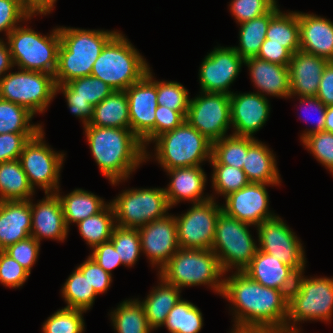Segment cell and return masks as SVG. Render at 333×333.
Masks as SVG:
<instances>
[{
	"label": "cell",
	"mask_w": 333,
	"mask_h": 333,
	"mask_svg": "<svg viewBox=\"0 0 333 333\" xmlns=\"http://www.w3.org/2000/svg\"><path fill=\"white\" fill-rule=\"evenodd\" d=\"M11 67H14L11 58L10 49L4 42L0 39V79L6 74L5 72ZM2 75V76H1Z\"/></svg>",
	"instance_id": "60"
},
{
	"label": "cell",
	"mask_w": 333,
	"mask_h": 333,
	"mask_svg": "<svg viewBox=\"0 0 333 333\" xmlns=\"http://www.w3.org/2000/svg\"><path fill=\"white\" fill-rule=\"evenodd\" d=\"M37 133L0 134V163L17 160L25 144Z\"/></svg>",
	"instance_id": "50"
},
{
	"label": "cell",
	"mask_w": 333,
	"mask_h": 333,
	"mask_svg": "<svg viewBox=\"0 0 333 333\" xmlns=\"http://www.w3.org/2000/svg\"><path fill=\"white\" fill-rule=\"evenodd\" d=\"M77 269L88 279L97 294L104 293L110 287L112 274L100 267L92 257L88 256Z\"/></svg>",
	"instance_id": "52"
},
{
	"label": "cell",
	"mask_w": 333,
	"mask_h": 333,
	"mask_svg": "<svg viewBox=\"0 0 333 333\" xmlns=\"http://www.w3.org/2000/svg\"><path fill=\"white\" fill-rule=\"evenodd\" d=\"M279 11L277 5L268 13L240 23V47H233L245 61L257 57L261 45L266 40V32L271 18Z\"/></svg>",
	"instance_id": "33"
},
{
	"label": "cell",
	"mask_w": 333,
	"mask_h": 333,
	"mask_svg": "<svg viewBox=\"0 0 333 333\" xmlns=\"http://www.w3.org/2000/svg\"><path fill=\"white\" fill-rule=\"evenodd\" d=\"M33 193L19 159L0 163V201L30 200Z\"/></svg>",
	"instance_id": "31"
},
{
	"label": "cell",
	"mask_w": 333,
	"mask_h": 333,
	"mask_svg": "<svg viewBox=\"0 0 333 333\" xmlns=\"http://www.w3.org/2000/svg\"><path fill=\"white\" fill-rule=\"evenodd\" d=\"M242 170L250 183L279 185L281 182L274 154L256 139L248 146Z\"/></svg>",
	"instance_id": "28"
},
{
	"label": "cell",
	"mask_w": 333,
	"mask_h": 333,
	"mask_svg": "<svg viewBox=\"0 0 333 333\" xmlns=\"http://www.w3.org/2000/svg\"><path fill=\"white\" fill-rule=\"evenodd\" d=\"M54 75L21 69L0 79V98L42 113L56 95Z\"/></svg>",
	"instance_id": "9"
},
{
	"label": "cell",
	"mask_w": 333,
	"mask_h": 333,
	"mask_svg": "<svg viewBox=\"0 0 333 333\" xmlns=\"http://www.w3.org/2000/svg\"><path fill=\"white\" fill-rule=\"evenodd\" d=\"M222 207L211 198L201 203H194L187 213L175 217L180 248L211 249L216 221Z\"/></svg>",
	"instance_id": "14"
},
{
	"label": "cell",
	"mask_w": 333,
	"mask_h": 333,
	"mask_svg": "<svg viewBox=\"0 0 333 333\" xmlns=\"http://www.w3.org/2000/svg\"><path fill=\"white\" fill-rule=\"evenodd\" d=\"M149 69L140 53L117 32L93 64L91 76L101 79L114 90H126L141 80Z\"/></svg>",
	"instance_id": "4"
},
{
	"label": "cell",
	"mask_w": 333,
	"mask_h": 333,
	"mask_svg": "<svg viewBox=\"0 0 333 333\" xmlns=\"http://www.w3.org/2000/svg\"><path fill=\"white\" fill-rule=\"evenodd\" d=\"M92 249L94 250L93 253L90 254V257H92L98 265L109 274H111L112 269L122 264L121 258L117 254V251L110 240L103 242Z\"/></svg>",
	"instance_id": "54"
},
{
	"label": "cell",
	"mask_w": 333,
	"mask_h": 333,
	"mask_svg": "<svg viewBox=\"0 0 333 333\" xmlns=\"http://www.w3.org/2000/svg\"><path fill=\"white\" fill-rule=\"evenodd\" d=\"M159 270L161 278L179 289L186 286L208 284L222 295L224 280L220 277L225 272L211 249L179 248Z\"/></svg>",
	"instance_id": "5"
},
{
	"label": "cell",
	"mask_w": 333,
	"mask_h": 333,
	"mask_svg": "<svg viewBox=\"0 0 333 333\" xmlns=\"http://www.w3.org/2000/svg\"><path fill=\"white\" fill-rule=\"evenodd\" d=\"M97 295L78 269L72 272L62 288V296L68 304L66 308L86 311L91 308Z\"/></svg>",
	"instance_id": "41"
},
{
	"label": "cell",
	"mask_w": 333,
	"mask_h": 333,
	"mask_svg": "<svg viewBox=\"0 0 333 333\" xmlns=\"http://www.w3.org/2000/svg\"><path fill=\"white\" fill-rule=\"evenodd\" d=\"M114 329L118 333H150L145 311L140 301H123L111 312Z\"/></svg>",
	"instance_id": "37"
},
{
	"label": "cell",
	"mask_w": 333,
	"mask_h": 333,
	"mask_svg": "<svg viewBox=\"0 0 333 333\" xmlns=\"http://www.w3.org/2000/svg\"><path fill=\"white\" fill-rule=\"evenodd\" d=\"M254 85L265 94L290 97L289 67L271 63L258 57L244 61Z\"/></svg>",
	"instance_id": "27"
},
{
	"label": "cell",
	"mask_w": 333,
	"mask_h": 333,
	"mask_svg": "<svg viewBox=\"0 0 333 333\" xmlns=\"http://www.w3.org/2000/svg\"><path fill=\"white\" fill-rule=\"evenodd\" d=\"M276 0H232L230 11L240 24L270 12Z\"/></svg>",
	"instance_id": "47"
},
{
	"label": "cell",
	"mask_w": 333,
	"mask_h": 333,
	"mask_svg": "<svg viewBox=\"0 0 333 333\" xmlns=\"http://www.w3.org/2000/svg\"><path fill=\"white\" fill-rule=\"evenodd\" d=\"M231 333H240V330H239V329H237V328H234V331H233V332H231Z\"/></svg>",
	"instance_id": "63"
},
{
	"label": "cell",
	"mask_w": 333,
	"mask_h": 333,
	"mask_svg": "<svg viewBox=\"0 0 333 333\" xmlns=\"http://www.w3.org/2000/svg\"><path fill=\"white\" fill-rule=\"evenodd\" d=\"M86 311L64 307L48 317L43 324V333H82L84 319L82 313Z\"/></svg>",
	"instance_id": "44"
},
{
	"label": "cell",
	"mask_w": 333,
	"mask_h": 333,
	"mask_svg": "<svg viewBox=\"0 0 333 333\" xmlns=\"http://www.w3.org/2000/svg\"><path fill=\"white\" fill-rule=\"evenodd\" d=\"M70 111L76 116L83 119L84 127L89 125L93 116V106L88 101L81 99H66Z\"/></svg>",
	"instance_id": "58"
},
{
	"label": "cell",
	"mask_w": 333,
	"mask_h": 333,
	"mask_svg": "<svg viewBox=\"0 0 333 333\" xmlns=\"http://www.w3.org/2000/svg\"><path fill=\"white\" fill-rule=\"evenodd\" d=\"M157 103L187 116L190 99L188 90L178 82L157 81Z\"/></svg>",
	"instance_id": "45"
},
{
	"label": "cell",
	"mask_w": 333,
	"mask_h": 333,
	"mask_svg": "<svg viewBox=\"0 0 333 333\" xmlns=\"http://www.w3.org/2000/svg\"><path fill=\"white\" fill-rule=\"evenodd\" d=\"M297 275L295 287L289 294L288 318L294 325L299 321H329L333 313V278L305 279Z\"/></svg>",
	"instance_id": "10"
},
{
	"label": "cell",
	"mask_w": 333,
	"mask_h": 333,
	"mask_svg": "<svg viewBox=\"0 0 333 333\" xmlns=\"http://www.w3.org/2000/svg\"><path fill=\"white\" fill-rule=\"evenodd\" d=\"M185 121L178 111L158 105L155 112V138L164 132L174 130Z\"/></svg>",
	"instance_id": "53"
},
{
	"label": "cell",
	"mask_w": 333,
	"mask_h": 333,
	"mask_svg": "<svg viewBox=\"0 0 333 333\" xmlns=\"http://www.w3.org/2000/svg\"><path fill=\"white\" fill-rule=\"evenodd\" d=\"M110 204L117 226L140 228L166 217L170 207L164 188L131 189L119 194Z\"/></svg>",
	"instance_id": "11"
},
{
	"label": "cell",
	"mask_w": 333,
	"mask_h": 333,
	"mask_svg": "<svg viewBox=\"0 0 333 333\" xmlns=\"http://www.w3.org/2000/svg\"><path fill=\"white\" fill-rule=\"evenodd\" d=\"M110 241L113 243L122 265L132 266L142 251L137 228L115 226Z\"/></svg>",
	"instance_id": "43"
},
{
	"label": "cell",
	"mask_w": 333,
	"mask_h": 333,
	"mask_svg": "<svg viewBox=\"0 0 333 333\" xmlns=\"http://www.w3.org/2000/svg\"><path fill=\"white\" fill-rule=\"evenodd\" d=\"M276 184L249 183L238 191L225 197L226 204L222 211L237 220L249 225H259L276 215L268 212V192L265 186Z\"/></svg>",
	"instance_id": "18"
},
{
	"label": "cell",
	"mask_w": 333,
	"mask_h": 333,
	"mask_svg": "<svg viewBox=\"0 0 333 333\" xmlns=\"http://www.w3.org/2000/svg\"><path fill=\"white\" fill-rule=\"evenodd\" d=\"M142 251L147 254L152 265L162 268L179 250L175 217L154 220L138 228ZM160 264V265H159Z\"/></svg>",
	"instance_id": "19"
},
{
	"label": "cell",
	"mask_w": 333,
	"mask_h": 333,
	"mask_svg": "<svg viewBox=\"0 0 333 333\" xmlns=\"http://www.w3.org/2000/svg\"><path fill=\"white\" fill-rule=\"evenodd\" d=\"M171 175V182L165 188L167 200L172 207L181 200H190L194 203H201L212 198H203V190L206 183V174L201 166H190L166 170ZM203 198V199H202Z\"/></svg>",
	"instance_id": "26"
},
{
	"label": "cell",
	"mask_w": 333,
	"mask_h": 333,
	"mask_svg": "<svg viewBox=\"0 0 333 333\" xmlns=\"http://www.w3.org/2000/svg\"><path fill=\"white\" fill-rule=\"evenodd\" d=\"M303 144L333 174V133L327 131L308 135Z\"/></svg>",
	"instance_id": "46"
},
{
	"label": "cell",
	"mask_w": 333,
	"mask_h": 333,
	"mask_svg": "<svg viewBox=\"0 0 333 333\" xmlns=\"http://www.w3.org/2000/svg\"><path fill=\"white\" fill-rule=\"evenodd\" d=\"M30 200L0 201V250L31 236Z\"/></svg>",
	"instance_id": "24"
},
{
	"label": "cell",
	"mask_w": 333,
	"mask_h": 333,
	"mask_svg": "<svg viewBox=\"0 0 333 333\" xmlns=\"http://www.w3.org/2000/svg\"><path fill=\"white\" fill-rule=\"evenodd\" d=\"M55 194L61 202L67 228H69V223L77 224L99 213L106 206L101 198L82 189H76L62 197L57 192Z\"/></svg>",
	"instance_id": "32"
},
{
	"label": "cell",
	"mask_w": 333,
	"mask_h": 333,
	"mask_svg": "<svg viewBox=\"0 0 333 333\" xmlns=\"http://www.w3.org/2000/svg\"><path fill=\"white\" fill-rule=\"evenodd\" d=\"M56 0H21L25 12L32 17L36 14L50 13Z\"/></svg>",
	"instance_id": "59"
},
{
	"label": "cell",
	"mask_w": 333,
	"mask_h": 333,
	"mask_svg": "<svg viewBox=\"0 0 333 333\" xmlns=\"http://www.w3.org/2000/svg\"><path fill=\"white\" fill-rule=\"evenodd\" d=\"M22 5L21 0H0V32L6 31L8 35L17 27L20 20L30 19Z\"/></svg>",
	"instance_id": "51"
},
{
	"label": "cell",
	"mask_w": 333,
	"mask_h": 333,
	"mask_svg": "<svg viewBox=\"0 0 333 333\" xmlns=\"http://www.w3.org/2000/svg\"><path fill=\"white\" fill-rule=\"evenodd\" d=\"M269 101L264 94L244 93L230 95L231 125L236 136L252 137L266 123L269 113Z\"/></svg>",
	"instance_id": "20"
},
{
	"label": "cell",
	"mask_w": 333,
	"mask_h": 333,
	"mask_svg": "<svg viewBox=\"0 0 333 333\" xmlns=\"http://www.w3.org/2000/svg\"><path fill=\"white\" fill-rule=\"evenodd\" d=\"M268 43L282 44L292 54L300 50V28L298 12L282 13L271 18L266 32Z\"/></svg>",
	"instance_id": "34"
},
{
	"label": "cell",
	"mask_w": 333,
	"mask_h": 333,
	"mask_svg": "<svg viewBox=\"0 0 333 333\" xmlns=\"http://www.w3.org/2000/svg\"><path fill=\"white\" fill-rule=\"evenodd\" d=\"M40 250V243L29 236L15 244L9 245L4 251L23 266L29 273L35 264Z\"/></svg>",
	"instance_id": "49"
},
{
	"label": "cell",
	"mask_w": 333,
	"mask_h": 333,
	"mask_svg": "<svg viewBox=\"0 0 333 333\" xmlns=\"http://www.w3.org/2000/svg\"><path fill=\"white\" fill-rule=\"evenodd\" d=\"M247 223L226 215L223 211L216 221L215 236L211 250L219 259L224 272L234 266L243 271L258 251Z\"/></svg>",
	"instance_id": "8"
},
{
	"label": "cell",
	"mask_w": 333,
	"mask_h": 333,
	"mask_svg": "<svg viewBox=\"0 0 333 333\" xmlns=\"http://www.w3.org/2000/svg\"><path fill=\"white\" fill-rule=\"evenodd\" d=\"M254 137L230 135L212 143V156L222 165L243 168L248 146Z\"/></svg>",
	"instance_id": "38"
},
{
	"label": "cell",
	"mask_w": 333,
	"mask_h": 333,
	"mask_svg": "<svg viewBox=\"0 0 333 333\" xmlns=\"http://www.w3.org/2000/svg\"><path fill=\"white\" fill-rule=\"evenodd\" d=\"M43 129L25 144L19 160L30 185L40 186L46 193L59 192V172L65 154L55 153L43 142ZM53 190V191H52Z\"/></svg>",
	"instance_id": "12"
},
{
	"label": "cell",
	"mask_w": 333,
	"mask_h": 333,
	"mask_svg": "<svg viewBox=\"0 0 333 333\" xmlns=\"http://www.w3.org/2000/svg\"><path fill=\"white\" fill-rule=\"evenodd\" d=\"M159 278L162 282L160 286L153 289L145 301H140L152 330L164 325L167 315L181 299L178 287L166 282L160 276Z\"/></svg>",
	"instance_id": "30"
},
{
	"label": "cell",
	"mask_w": 333,
	"mask_h": 333,
	"mask_svg": "<svg viewBox=\"0 0 333 333\" xmlns=\"http://www.w3.org/2000/svg\"><path fill=\"white\" fill-rule=\"evenodd\" d=\"M240 333H287L286 331L240 330Z\"/></svg>",
	"instance_id": "62"
},
{
	"label": "cell",
	"mask_w": 333,
	"mask_h": 333,
	"mask_svg": "<svg viewBox=\"0 0 333 333\" xmlns=\"http://www.w3.org/2000/svg\"><path fill=\"white\" fill-rule=\"evenodd\" d=\"M156 159L165 170L200 166L212 157V142L186 120L174 130L156 137Z\"/></svg>",
	"instance_id": "6"
},
{
	"label": "cell",
	"mask_w": 333,
	"mask_h": 333,
	"mask_svg": "<svg viewBox=\"0 0 333 333\" xmlns=\"http://www.w3.org/2000/svg\"><path fill=\"white\" fill-rule=\"evenodd\" d=\"M92 155L101 172L115 185L145 161L146 147L130 128L85 126Z\"/></svg>",
	"instance_id": "2"
},
{
	"label": "cell",
	"mask_w": 333,
	"mask_h": 333,
	"mask_svg": "<svg viewBox=\"0 0 333 333\" xmlns=\"http://www.w3.org/2000/svg\"><path fill=\"white\" fill-rule=\"evenodd\" d=\"M87 126L130 128L129 103L125 90H114L95 105Z\"/></svg>",
	"instance_id": "29"
},
{
	"label": "cell",
	"mask_w": 333,
	"mask_h": 333,
	"mask_svg": "<svg viewBox=\"0 0 333 333\" xmlns=\"http://www.w3.org/2000/svg\"><path fill=\"white\" fill-rule=\"evenodd\" d=\"M316 97L326 106L333 105V61L324 68Z\"/></svg>",
	"instance_id": "56"
},
{
	"label": "cell",
	"mask_w": 333,
	"mask_h": 333,
	"mask_svg": "<svg viewBox=\"0 0 333 333\" xmlns=\"http://www.w3.org/2000/svg\"><path fill=\"white\" fill-rule=\"evenodd\" d=\"M116 33L117 31L59 28L61 44L54 75L55 83L65 84L77 78L91 76L93 64Z\"/></svg>",
	"instance_id": "3"
},
{
	"label": "cell",
	"mask_w": 333,
	"mask_h": 333,
	"mask_svg": "<svg viewBox=\"0 0 333 333\" xmlns=\"http://www.w3.org/2000/svg\"><path fill=\"white\" fill-rule=\"evenodd\" d=\"M48 37L31 28L16 27L8 35V46L13 65L20 69L55 75L61 44L59 28Z\"/></svg>",
	"instance_id": "7"
},
{
	"label": "cell",
	"mask_w": 333,
	"mask_h": 333,
	"mask_svg": "<svg viewBox=\"0 0 333 333\" xmlns=\"http://www.w3.org/2000/svg\"><path fill=\"white\" fill-rule=\"evenodd\" d=\"M164 326L169 333H198L203 326L202 313L191 302L180 299L167 315Z\"/></svg>",
	"instance_id": "40"
},
{
	"label": "cell",
	"mask_w": 333,
	"mask_h": 333,
	"mask_svg": "<svg viewBox=\"0 0 333 333\" xmlns=\"http://www.w3.org/2000/svg\"><path fill=\"white\" fill-rule=\"evenodd\" d=\"M114 218V210L109 203L99 213L77 223L81 236L90 247L94 248L110 240L116 226Z\"/></svg>",
	"instance_id": "36"
},
{
	"label": "cell",
	"mask_w": 333,
	"mask_h": 333,
	"mask_svg": "<svg viewBox=\"0 0 333 333\" xmlns=\"http://www.w3.org/2000/svg\"><path fill=\"white\" fill-rule=\"evenodd\" d=\"M32 227L31 236L39 243L40 239L52 238L65 240L68 228L65 224L63 209L55 193H46V198L33 204L30 199Z\"/></svg>",
	"instance_id": "23"
},
{
	"label": "cell",
	"mask_w": 333,
	"mask_h": 333,
	"mask_svg": "<svg viewBox=\"0 0 333 333\" xmlns=\"http://www.w3.org/2000/svg\"><path fill=\"white\" fill-rule=\"evenodd\" d=\"M62 90L66 99L88 101L93 107L108 97L114 89L95 76H85L56 84V93Z\"/></svg>",
	"instance_id": "35"
},
{
	"label": "cell",
	"mask_w": 333,
	"mask_h": 333,
	"mask_svg": "<svg viewBox=\"0 0 333 333\" xmlns=\"http://www.w3.org/2000/svg\"><path fill=\"white\" fill-rule=\"evenodd\" d=\"M209 162L214 168L212 186L218 194H223L226 197L228 194L238 191L250 183L242 169L222 165L213 156Z\"/></svg>",
	"instance_id": "42"
},
{
	"label": "cell",
	"mask_w": 333,
	"mask_h": 333,
	"mask_svg": "<svg viewBox=\"0 0 333 333\" xmlns=\"http://www.w3.org/2000/svg\"><path fill=\"white\" fill-rule=\"evenodd\" d=\"M329 61L317 55L297 51L289 63L290 97L316 96L324 68Z\"/></svg>",
	"instance_id": "22"
},
{
	"label": "cell",
	"mask_w": 333,
	"mask_h": 333,
	"mask_svg": "<svg viewBox=\"0 0 333 333\" xmlns=\"http://www.w3.org/2000/svg\"><path fill=\"white\" fill-rule=\"evenodd\" d=\"M258 250L264 251L303 273L305 255L301 242L279 216L263 221L257 226Z\"/></svg>",
	"instance_id": "16"
},
{
	"label": "cell",
	"mask_w": 333,
	"mask_h": 333,
	"mask_svg": "<svg viewBox=\"0 0 333 333\" xmlns=\"http://www.w3.org/2000/svg\"><path fill=\"white\" fill-rule=\"evenodd\" d=\"M243 272L262 286L284 291L288 296L295 287L298 275L291 266L261 250L257 251Z\"/></svg>",
	"instance_id": "21"
},
{
	"label": "cell",
	"mask_w": 333,
	"mask_h": 333,
	"mask_svg": "<svg viewBox=\"0 0 333 333\" xmlns=\"http://www.w3.org/2000/svg\"><path fill=\"white\" fill-rule=\"evenodd\" d=\"M152 78L149 69L141 80L125 90L129 103L130 130L142 141L144 147L155 139L157 81Z\"/></svg>",
	"instance_id": "15"
},
{
	"label": "cell",
	"mask_w": 333,
	"mask_h": 333,
	"mask_svg": "<svg viewBox=\"0 0 333 333\" xmlns=\"http://www.w3.org/2000/svg\"><path fill=\"white\" fill-rule=\"evenodd\" d=\"M292 55L282 44L268 43V39H266L261 45L257 57L271 63L289 66Z\"/></svg>",
	"instance_id": "55"
},
{
	"label": "cell",
	"mask_w": 333,
	"mask_h": 333,
	"mask_svg": "<svg viewBox=\"0 0 333 333\" xmlns=\"http://www.w3.org/2000/svg\"><path fill=\"white\" fill-rule=\"evenodd\" d=\"M223 280L222 295L236 308L235 328L300 332L287 322L289 296L284 291L262 286L243 271Z\"/></svg>",
	"instance_id": "1"
},
{
	"label": "cell",
	"mask_w": 333,
	"mask_h": 333,
	"mask_svg": "<svg viewBox=\"0 0 333 333\" xmlns=\"http://www.w3.org/2000/svg\"><path fill=\"white\" fill-rule=\"evenodd\" d=\"M324 131L333 133V105L327 106Z\"/></svg>",
	"instance_id": "61"
},
{
	"label": "cell",
	"mask_w": 333,
	"mask_h": 333,
	"mask_svg": "<svg viewBox=\"0 0 333 333\" xmlns=\"http://www.w3.org/2000/svg\"><path fill=\"white\" fill-rule=\"evenodd\" d=\"M34 114L19 104L0 98V134L38 133L41 125H31Z\"/></svg>",
	"instance_id": "39"
},
{
	"label": "cell",
	"mask_w": 333,
	"mask_h": 333,
	"mask_svg": "<svg viewBox=\"0 0 333 333\" xmlns=\"http://www.w3.org/2000/svg\"><path fill=\"white\" fill-rule=\"evenodd\" d=\"M300 99V104H308V106H310L312 109L315 107V109H313L314 111H316L317 113H319V117L318 120L316 121V127L312 128L306 132H304V134H302L301 136V141H303L308 135L317 133V132H321L324 131V127H325V115H326V110H327V106L324 105V103L322 101H320L316 96H306V97H301ZM314 123V122H313Z\"/></svg>",
	"instance_id": "57"
},
{
	"label": "cell",
	"mask_w": 333,
	"mask_h": 333,
	"mask_svg": "<svg viewBox=\"0 0 333 333\" xmlns=\"http://www.w3.org/2000/svg\"><path fill=\"white\" fill-rule=\"evenodd\" d=\"M30 273L4 250H0V282L18 288L28 279Z\"/></svg>",
	"instance_id": "48"
},
{
	"label": "cell",
	"mask_w": 333,
	"mask_h": 333,
	"mask_svg": "<svg viewBox=\"0 0 333 333\" xmlns=\"http://www.w3.org/2000/svg\"><path fill=\"white\" fill-rule=\"evenodd\" d=\"M300 50L333 61V22L298 12Z\"/></svg>",
	"instance_id": "25"
},
{
	"label": "cell",
	"mask_w": 333,
	"mask_h": 333,
	"mask_svg": "<svg viewBox=\"0 0 333 333\" xmlns=\"http://www.w3.org/2000/svg\"><path fill=\"white\" fill-rule=\"evenodd\" d=\"M244 60L233 47H218L204 59L199 70L202 92L226 93L236 79Z\"/></svg>",
	"instance_id": "17"
},
{
	"label": "cell",
	"mask_w": 333,
	"mask_h": 333,
	"mask_svg": "<svg viewBox=\"0 0 333 333\" xmlns=\"http://www.w3.org/2000/svg\"><path fill=\"white\" fill-rule=\"evenodd\" d=\"M202 93L190 100L185 120L213 143L226 136L231 124L230 95Z\"/></svg>",
	"instance_id": "13"
}]
</instances>
